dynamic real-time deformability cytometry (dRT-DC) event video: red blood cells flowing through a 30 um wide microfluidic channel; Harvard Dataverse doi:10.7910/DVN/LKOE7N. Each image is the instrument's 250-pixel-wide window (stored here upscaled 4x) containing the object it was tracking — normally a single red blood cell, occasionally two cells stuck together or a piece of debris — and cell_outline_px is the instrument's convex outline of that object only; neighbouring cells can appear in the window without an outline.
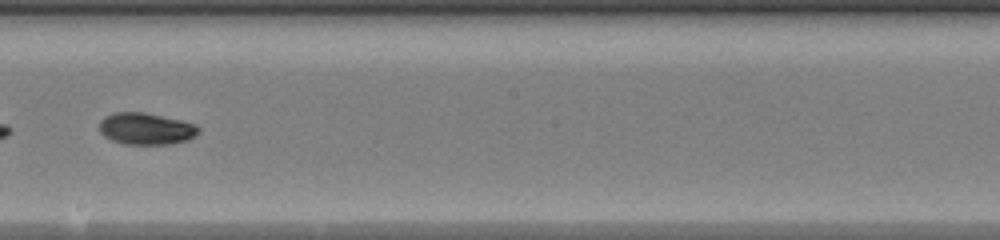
{"species": "common noctule bat (a hibernating species)", "species_latin": "Nyctalus noctula", "temperature_condition": "warm", "stored_images_in_passage": 36, "camera_frame_rate_fps": 3000, "um_per_image_px": 0.085, "animal": {"sex": "female", "body_mass_g": 20.0, "forearm_length_mm": 54.0}, "frame": {"image": 1, "passage_image": 16, "time_ms": 5.0, "image_size_px": [1000, 240], "cell_outline_px": [[200, 132], [196, 136], [188, 140], [168, 144], [124, 144], [112, 140], [104, 136], [100, 132], [100, 120], [104, 116], [112, 112], [144, 112], [180, 120], [196, 124], [200, 128]], "centroid_in_image_um": [12.42, 10.94], "position_along_channel_um": 235.8, "area_um2": 18.5}}
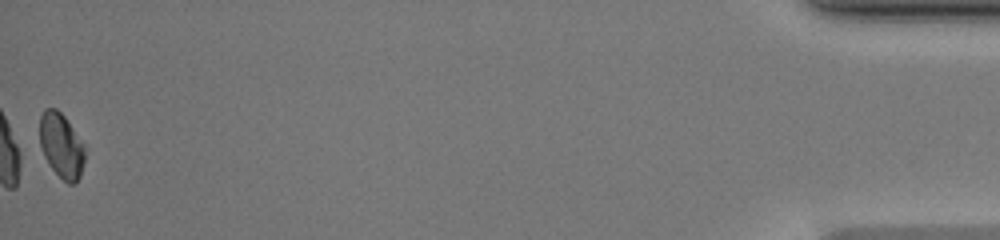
{"frame": {"image": 2, "passage_image": 36, "time_ms": 11.667, "image_size_px": [1000, 240], "cell_outline_px": [[84, 160], [80, 176], [72, 184], [68, 184], [48, 164], [44, 156], [40, 144], [40, 116], [44, 108], [56, 108], [64, 116], [84, 144]], "centroid_in_image_um": [5.2, 12.35], "position_along_channel_um": 430.0, "area_um2": 16.82}, "authors_computed_cell_mechanics": {"area_um2": 18.207, "velocity_mm_per_s": 4.3078, "shape_relaxation_time_tau1_ms": 2.8594, "shape_relaxation_time_tau2_ms": 4.0053, "deformation_change_tau1": 0.128, "deformation_change_tau2": 0.0527}}